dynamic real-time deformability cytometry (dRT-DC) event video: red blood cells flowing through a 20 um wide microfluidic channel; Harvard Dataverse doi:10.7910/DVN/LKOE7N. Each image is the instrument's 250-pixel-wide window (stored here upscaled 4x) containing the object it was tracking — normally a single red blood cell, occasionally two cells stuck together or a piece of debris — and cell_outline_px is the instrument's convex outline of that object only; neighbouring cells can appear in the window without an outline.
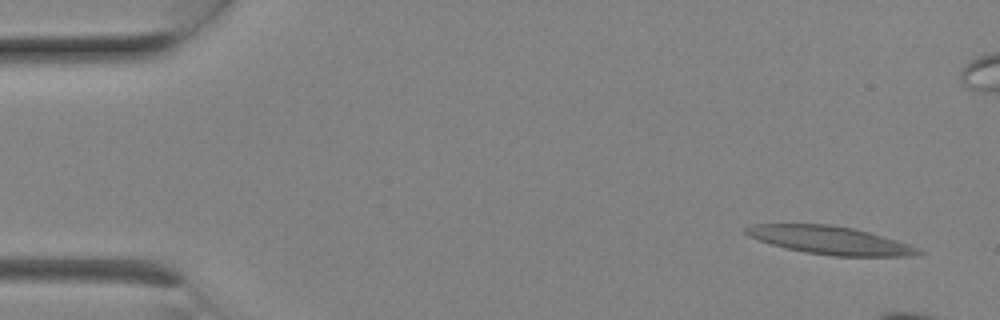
{"species": "Egyptian fruit bat (a non-hibernating species)", "species_latin": "Rousettus aegyptiacus", "temperature_condition": "room temperature", "stored_images_in_passage": 5, "camera_frame_rate_fps": 3000, "um_per_image_px": 0.085, "animal": {"sex": "female"}, "frame": {"image": 1, "passage_image": 1, "time_ms": 0.0, "image_size_px": [1000, 320], "cell_outline_px": [[928, 252], [912, 256], [832, 256], [808, 252], [788, 248], [772, 244], [748, 236], [744, 232], [744, 228], [752, 224], [828, 224], [852, 228], [868, 232], [896, 240], [920, 248]], "centroid_in_image_um": [70.6, 20.42], "position_along_channel_um": 14.4, "area_um2": 27.98}}